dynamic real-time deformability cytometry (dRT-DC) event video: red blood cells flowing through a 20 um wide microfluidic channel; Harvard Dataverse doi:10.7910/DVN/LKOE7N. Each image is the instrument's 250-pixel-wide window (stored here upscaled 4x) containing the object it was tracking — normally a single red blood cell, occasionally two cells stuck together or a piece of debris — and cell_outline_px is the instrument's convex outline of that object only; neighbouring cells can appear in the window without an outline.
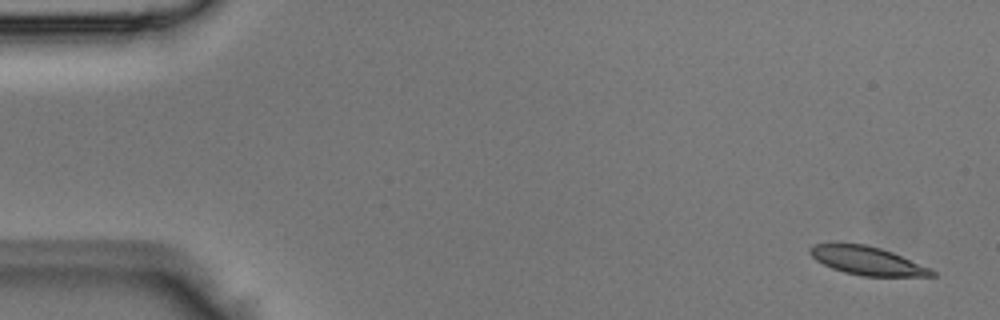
{"species": "Egyptian fruit bat (a non-hibernating species)", "species_latin": "Rousettus aegyptiacus", "temperature_condition": "room temperature", "stored_images_in_passage": 5, "camera_frame_rate_fps": 3000, "um_per_image_px": 0.085, "animal": {"sex": "male"}, "frame": {"image": 1, "passage_image": 1, "time_ms": 0.0, "image_size_px": [1000, 320], "cell_outline_px": [[936, 276], [860, 276], [844, 272], [832, 268], [816, 260], [808, 252], [808, 248], [812, 244], [864, 244], [880, 248], [892, 252], [932, 268], [936, 272]], "centroid_in_image_um": [73.74, 22.17], "position_along_channel_um": 11.3, "area_um2": 20.11}}
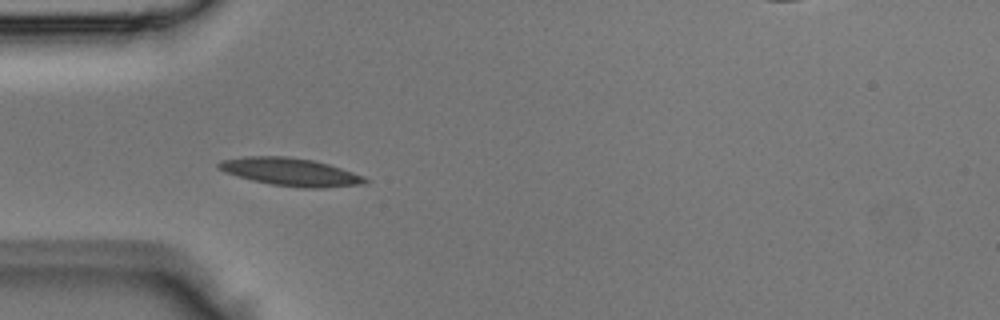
{"frame": {"image": 2, "passage_image": 4, "time_ms": 1.0, "image_size_px": [1000, 320], "cell_outline_px": [[368, 184], [328, 188], [304, 188], [272, 184], [252, 180], [224, 172], [216, 168], [216, 164], [220, 160], [244, 156], [288, 156], [312, 160], [328, 164], [364, 176], [368, 180]], "centroid_in_image_um": [24.69, 14.61], "position_along_channel_um": 60.3, "area_um2": 23.93}}
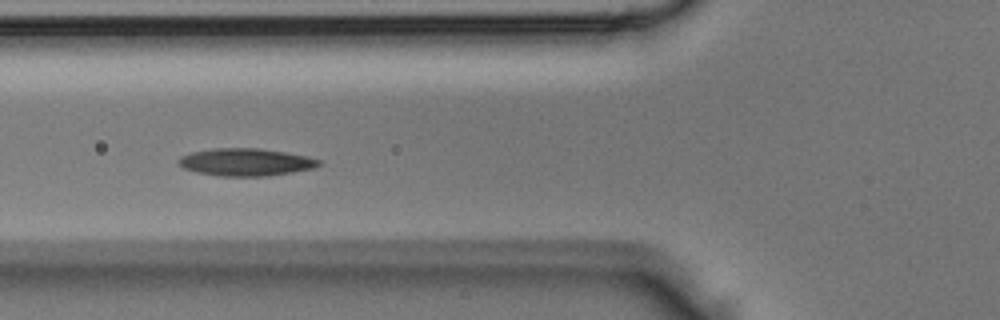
{"frame": {"image": 3, "passage_image": 5, "time_ms": 1.333, "image_size_px": [1000, 320], "cell_outline_px": [[320, 164], [316, 168], [292, 172], [264, 176], [220, 176], [196, 172], [184, 168], [180, 164], [180, 156], [192, 152], [212, 148], [260, 148], [308, 156], [320, 160]], "centroid_in_image_um": [20.91, 13.77], "position_along_channel_um": 104.9, "area_um2": 22.37}}